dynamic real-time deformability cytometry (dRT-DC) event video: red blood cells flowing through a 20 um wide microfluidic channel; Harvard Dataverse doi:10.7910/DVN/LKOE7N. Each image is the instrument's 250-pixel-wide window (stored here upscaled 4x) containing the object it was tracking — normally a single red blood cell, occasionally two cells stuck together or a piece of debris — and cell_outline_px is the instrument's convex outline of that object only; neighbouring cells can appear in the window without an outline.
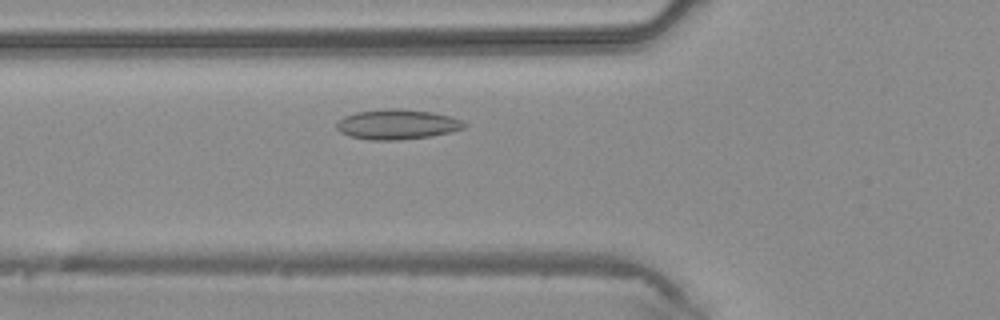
{"species": "common noctule bat (a hibernating species)", "species_latin": "Nyctalus noctula", "temperature_condition": "warm", "stored_images_in_passage": 36, "camera_frame_rate_fps": 3000, "um_per_image_px": 0.085, "animal": {"sex": "male", "body_mass_g": 20.4}, "frame": {"image": 1, "passage_image": 8, "time_ms": 2.333, "image_size_px": [1000, 320], "cell_outline_px": [[468, 124], [464, 128], [452, 132], [432, 136], [400, 140], [372, 140], [352, 136], [340, 132], [336, 128], [336, 124], [344, 116], [356, 112], [384, 108], [396, 108], [432, 112], [452, 116]], "centroid_in_image_um": [33.79, 10.57], "position_along_channel_um": 92.0, "area_um2": 22.43}}
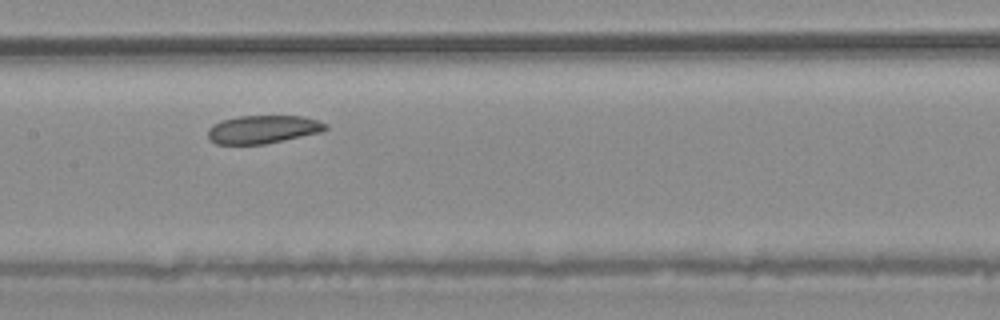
{"frame": {"image": 2, "passage_image": 14, "time_ms": 4.333, "image_size_px": [1000, 320], "cell_outline_px": [[328, 128], [320, 132], [264, 144], [216, 144], [208, 140], [208, 128], [212, 124], [224, 120], [240, 116], [304, 116], [328, 124]], "centroid_in_image_um": [22.32, 11.0], "position_along_channel_um": 185.1, "area_um2": 19.19}}
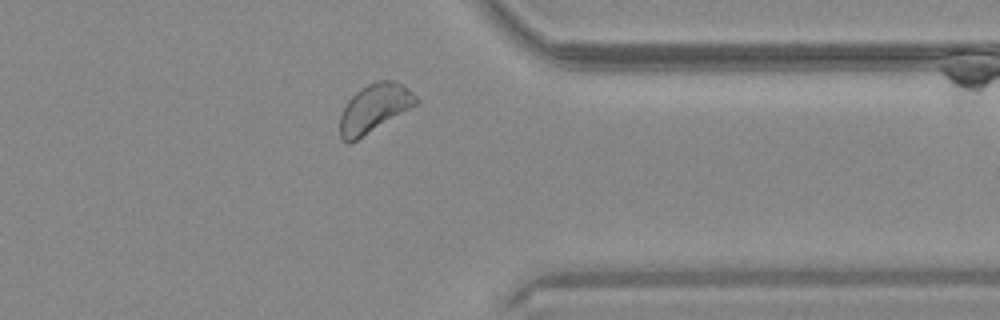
{"frame": {"image": 3, "passage_image": 27, "time_ms": 8.667, "image_size_px": [1000, 320], "cell_outline_px": [[420, 100], [416, 104], [356, 140], [348, 144], [340, 136], [340, 116], [348, 100], [360, 88], [376, 80], [396, 80], [404, 84]], "centroid_in_image_um": [31.81, 9.16], "position_along_channel_um": 379.6, "area_um2": 21.1}}